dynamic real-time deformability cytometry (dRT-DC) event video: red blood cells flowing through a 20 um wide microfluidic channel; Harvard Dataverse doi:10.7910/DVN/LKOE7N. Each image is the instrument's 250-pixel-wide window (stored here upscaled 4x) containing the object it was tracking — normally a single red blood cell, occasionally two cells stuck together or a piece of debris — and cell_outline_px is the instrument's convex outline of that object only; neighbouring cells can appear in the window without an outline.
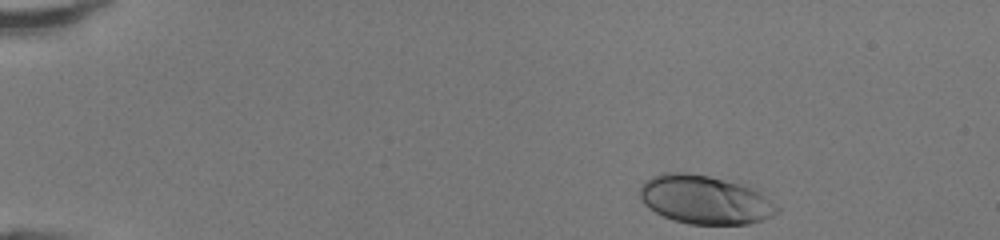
{"species": "human", "species_latin": "Homo sapiens", "temperature_condition": "room temperature", "stored_images_in_passage": 42, "camera_frame_rate_fps": 3000, "um_per_image_px": 0.085, "donor": {"sex": "female"}, "frame": {"image": 1, "passage_image": 1, "time_ms": 0.0, "image_size_px": [1000, 240], "cell_outline_px": [[780, 212], [764, 220], [748, 224], [688, 224], [664, 216], [656, 212], [644, 204], [640, 196], [640, 188], [644, 180], [652, 176], [664, 172], [688, 172], [708, 176], [724, 180], [752, 188], [760, 192], [780, 208]], "centroid_in_image_um": [59.92, 16.98], "position_along_channel_um": 25.1, "area_um2": 38.73}}
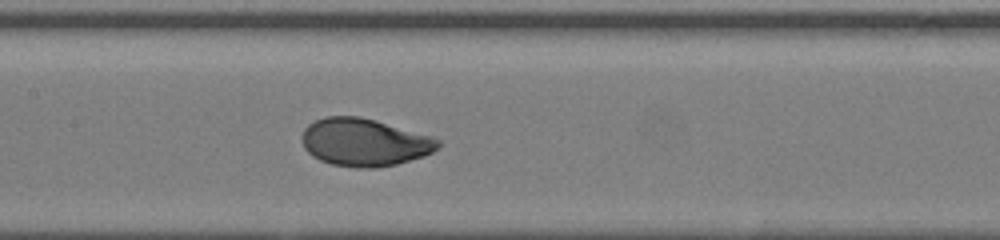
{"frame": {"image": 2, "passage_image": 19, "time_ms": 6.0, "image_size_px": [1000, 240], "cell_outline_px": [[440, 148], [424, 156], [396, 164], [372, 168], [356, 168], [332, 164], [320, 160], [312, 156], [304, 148], [304, 128], [308, 124], [324, 116], [360, 116], [376, 120], [432, 136], [440, 140]], "centroid_in_image_um": [31.0, 12.09], "position_along_channel_um": 176.4, "area_um2": 37.8}}
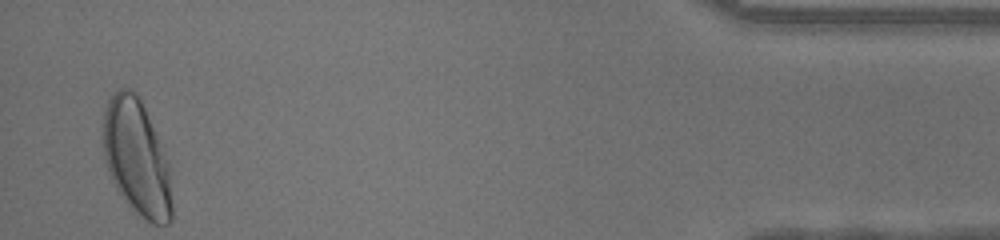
{"frame": {"image": 3, "passage_image": 41, "time_ms": 13.333, "image_size_px": [1000, 240], "cell_outline_px": [[172, 220], [168, 224], [152, 224], [144, 220], [120, 196], [108, 172], [104, 160], [104, 112], [108, 100], [120, 88], [132, 88], [136, 92], [144, 108], [168, 164], [172, 204]], "centroid_in_image_um": [11.6, 13.45], "position_along_channel_um": 423.6, "area_um2": 45.84}, "authors_computed_cell_mechanics": {"area_um2": 37.3388, "velocity_mm_per_s": 4.2867, "shape_relaxation_time_tau1_ms": 1.9945, "shape_relaxation_time_tau2_ms": null, "deformation_change_tau1": 0.1451, "deformation_change_tau2": null}}